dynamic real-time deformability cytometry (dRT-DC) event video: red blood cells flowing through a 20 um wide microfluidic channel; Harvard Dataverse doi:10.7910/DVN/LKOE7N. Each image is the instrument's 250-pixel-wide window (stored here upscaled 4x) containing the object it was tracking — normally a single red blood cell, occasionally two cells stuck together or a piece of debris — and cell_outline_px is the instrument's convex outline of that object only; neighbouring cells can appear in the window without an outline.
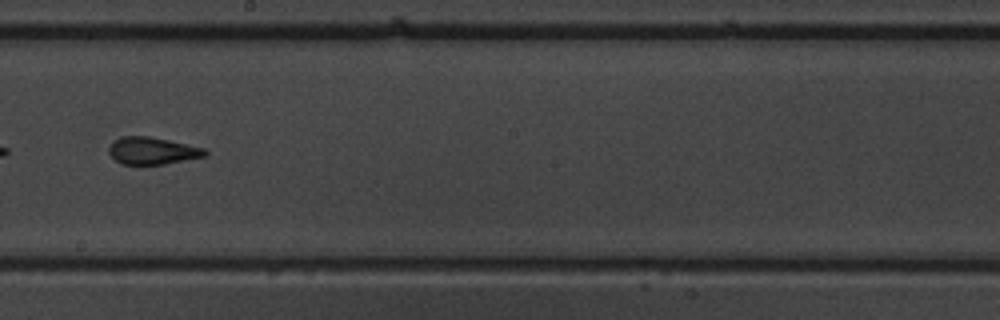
{"species": "common noctule bat (a hibernating species)", "species_latin": "Nyctalus noctula", "temperature_condition": "warm", "stored_images_in_passage": 52, "camera_frame_rate_fps": 3000, "um_per_image_px": 0.085, "animal": {"sex": "male", "body_mass_g": 19.5, "forearm_length_mm": 54.6}, "frame": {"image": 1, "passage_image": 30, "time_ms": 9.667, "image_size_px": [1000, 320], "cell_outline_px": [[208, 152], [204, 156], [164, 164], [120, 164], [108, 152], [108, 148], [120, 136], [148, 136], [168, 140], [204, 148]], "centroid_in_image_um": [12.93, 12.81], "position_along_channel_um": 235.3, "area_um2": 14.97}, "authors_computed_cell_mechanics": {"area_um2": 15.9817, "velocity_mm_per_s": 3.9893, "shape_relaxation_time_tau1_ms": 11.06, "shape_relaxation_time_tau2_ms": 1.3411, "deformation_change_tau1": 0.2377, "deformation_change_tau2": 0.0792}}